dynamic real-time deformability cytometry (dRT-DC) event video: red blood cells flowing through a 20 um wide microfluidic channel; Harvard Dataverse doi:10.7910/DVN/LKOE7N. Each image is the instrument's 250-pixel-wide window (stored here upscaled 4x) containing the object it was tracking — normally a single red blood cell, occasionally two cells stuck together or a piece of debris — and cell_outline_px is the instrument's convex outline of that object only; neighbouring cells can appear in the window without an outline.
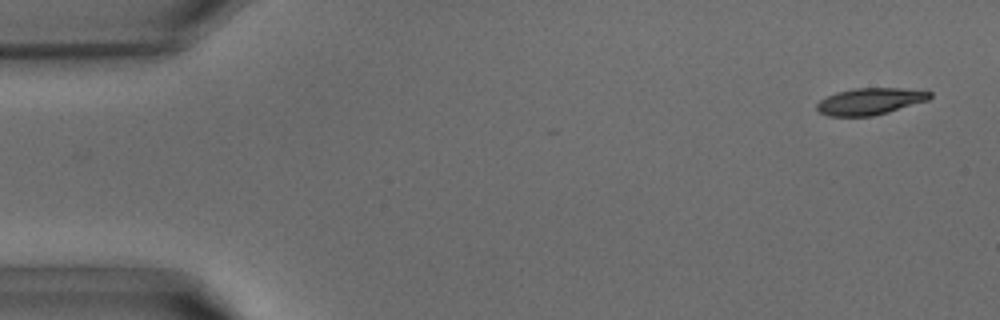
{"species": "common noctule bat (a hibernating species)", "species_latin": "Nyctalus noctula", "temperature_condition": "warm", "stored_images_in_passage": 6, "camera_frame_rate_fps": 3000, "um_per_image_px": 0.085, "animal": {"sex": "male", "body_mass_g": 15.6}, "frame": {"image": 1, "passage_image": 2, "time_ms": 0.333, "image_size_px": [1000, 320], "cell_outline_px": [[932, 96], [928, 100], [888, 112], [872, 116], [828, 116], [820, 112], [816, 108], [816, 104], [820, 100], [836, 92], [852, 88], [900, 88], [932, 92]], "centroid_in_image_um": [73.93, 8.61], "position_along_channel_um": 11.1, "area_um2": 17.51}}